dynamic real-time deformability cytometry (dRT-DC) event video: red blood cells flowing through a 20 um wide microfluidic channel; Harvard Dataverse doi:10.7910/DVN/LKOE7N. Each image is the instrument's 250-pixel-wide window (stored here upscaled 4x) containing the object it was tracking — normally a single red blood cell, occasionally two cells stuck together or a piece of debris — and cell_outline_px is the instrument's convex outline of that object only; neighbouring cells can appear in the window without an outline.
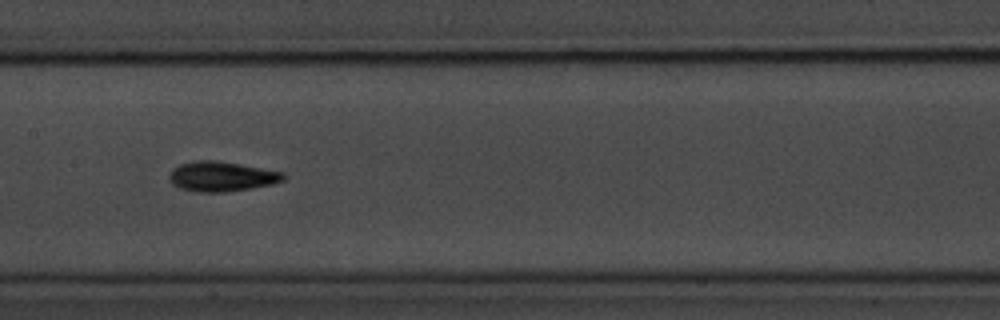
{"species": "common noctule bat (a hibernating species)", "species_latin": "Nyctalus noctula", "temperature_condition": "room temperature", "stored_images_in_passage": 42, "camera_frame_rate_fps": 3000, "um_per_image_px": 0.085, "animal": {"sex": "male", "body_mass_g": 20.1, "forearm_length_mm": 53.5}, "frame": {"image": 1, "passage_image": 13, "time_ms": 4.0, "image_size_px": [1000, 320], "cell_outline_px": [[284, 180], [272, 184], [228, 192], [200, 192], [180, 188], [172, 184], [168, 176], [172, 168], [180, 164], [192, 160], [216, 160], [240, 164], [284, 172]], "centroid_in_image_um": [18.8, 14.99], "position_along_channel_um": 188.6, "area_um2": 19.94}}
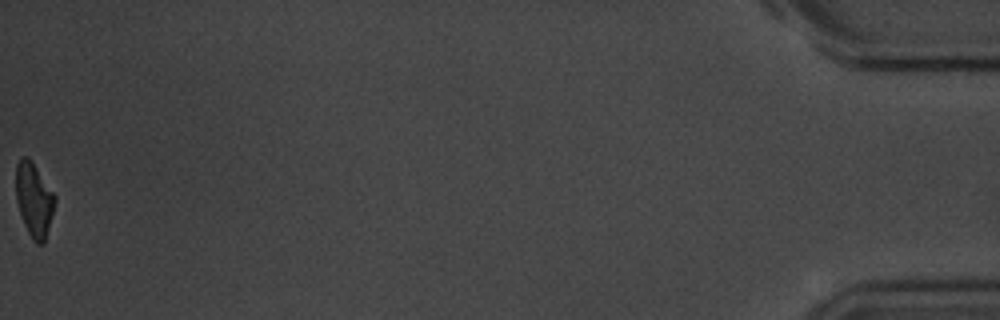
{"frame": {"image": 2, "passage_image": 42, "time_ms": 13.667, "image_size_px": [1000, 320], "cell_outline_px": [[56, 200], [44, 244], [36, 244], [32, 240], [24, 224], [16, 200], [16, 164], [20, 156], [28, 156], [56, 196]], "centroid_in_image_um": [2.88, 16.97], "position_along_channel_um": 432.3, "area_um2": 16.76}, "authors_computed_cell_mechanics": {"area_um2": 18.1492, "velocity_mm_per_s": 3.5674, "shape_relaxation_time_tau1_ms": 2.9968, "shape_relaxation_time_tau2_ms": 3.5189, "deformation_change_tau1": 0.1368, "deformation_change_tau2": 0.0964}}